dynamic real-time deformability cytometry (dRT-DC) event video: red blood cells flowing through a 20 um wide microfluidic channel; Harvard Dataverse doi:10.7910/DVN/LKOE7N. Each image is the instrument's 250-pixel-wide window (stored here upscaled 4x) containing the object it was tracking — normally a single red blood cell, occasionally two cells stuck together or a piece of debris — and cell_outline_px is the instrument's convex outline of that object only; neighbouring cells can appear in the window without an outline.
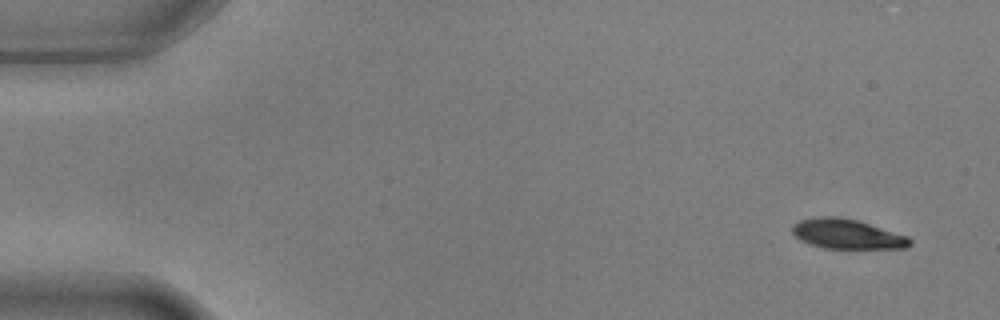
{"species": "common noctule bat (a hibernating species)", "species_latin": "Nyctalus noctula", "temperature_condition": "warm", "stored_images_in_passage": 6, "camera_frame_rate_fps": 3000, "um_per_image_px": 0.085, "animal": {"sex": "male", "body_mass_g": 17.9, "forearm_length_mm": 54.2}, "frame": {"image": 1, "passage_image": 1, "time_ms": 0.0, "image_size_px": [1000, 320], "cell_outline_px": [[912, 244], [908, 248], [824, 248], [800, 240], [792, 232], [792, 224], [800, 220], [820, 216], [836, 216], [856, 220], [908, 236], [912, 240]], "centroid_in_image_um": [72.01, 19.89], "position_along_channel_um": 13.0, "area_um2": 20.23}}
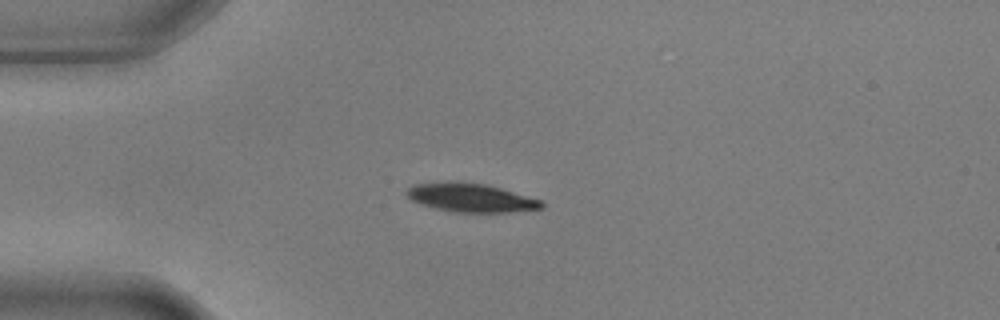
{"frame": {"image": 2, "passage_image": 4, "time_ms": 1.0, "image_size_px": [1000, 320], "cell_outline_px": [[544, 208], [508, 212], [456, 212], [436, 208], [420, 204], [412, 200], [404, 192], [408, 188], [416, 184], [452, 180], [484, 184], [500, 188], [544, 200]], "centroid_in_image_um": [40.03, 16.79], "position_along_channel_um": 45.0, "area_um2": 22.6}}
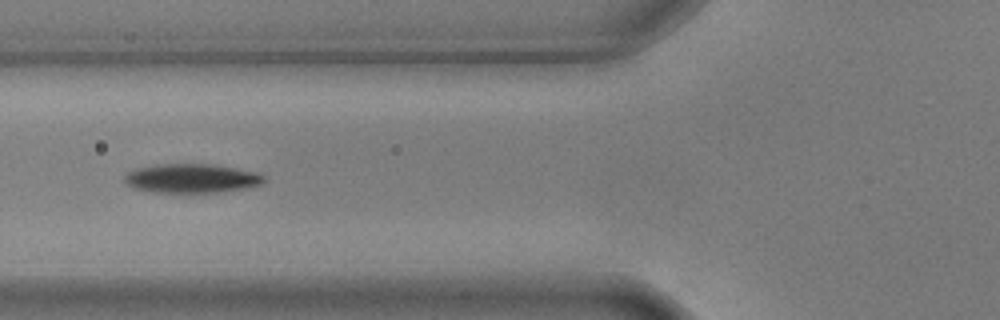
{"frame": {"image": 3, "passage_image": 6, "time_ms": 1.667, "image_size_px": [1000, 320], "cell_outline_px": [[264, 180], [260, 184], [244, 188], [216, 192], [184, 196], [152, 192], [132, 188], [124, 180], [124, 176], [128, 172], [136, 168], [164, 164], [212, 164], [260, 172], [264, 176]], "centroid_in_image_um": [16.26, 15.2], "position_along_channel_um": 109.5, "area_um2": 24.39}}